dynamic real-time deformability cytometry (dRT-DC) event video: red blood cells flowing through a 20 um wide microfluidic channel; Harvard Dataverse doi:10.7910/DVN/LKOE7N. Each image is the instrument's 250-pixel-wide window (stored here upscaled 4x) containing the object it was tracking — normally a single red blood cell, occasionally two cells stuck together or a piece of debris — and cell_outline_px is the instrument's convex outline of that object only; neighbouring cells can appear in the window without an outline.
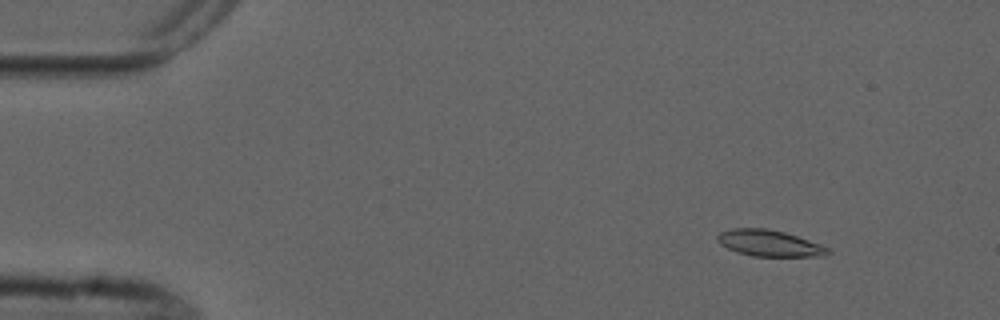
{"species": "common noctule bat (a hibernating species)", "species_latin": "Nyctalus noctula", "temperature_condition": "cold", "stored_images_in_passage": 3, "camera_frame_rate_fps": 3000, "um_per_image_px": 0.085, "animal": {"sex": "male", "forearm_length_mm": 52.5}, "frame": {"image": 1, "passage_image": 2, "time_ms": 1.0, "image_size_px": [1000, 320], "cell_outline_px": [[832, 252], [828, 256], [752, 256], [736, 252], [720, 244], [716, 240], [716, 236], [720, 232], [732, 228], [764, 228], [784, 232], [820, 244], [828, 248]], "centroid_in_image_um": [65.38, 20.68], "position_along_channel_um": 19.6, "area_um2": 16.94}}